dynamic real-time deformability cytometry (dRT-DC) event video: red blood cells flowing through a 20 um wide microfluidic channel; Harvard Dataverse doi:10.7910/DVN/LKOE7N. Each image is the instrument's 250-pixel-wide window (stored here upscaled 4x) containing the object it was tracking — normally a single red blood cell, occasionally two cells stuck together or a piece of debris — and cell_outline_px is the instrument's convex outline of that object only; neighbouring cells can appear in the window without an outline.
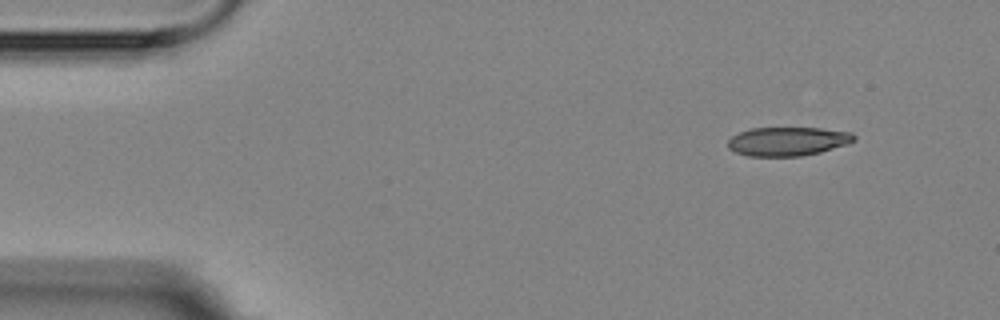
{"species": "Egyptian fruit bat (a non-hibernating species)", "species_latin": "Rousettus aegyptiacus", "temperature_condition": "room temperature", "stored_images_in_passage": 5, "camera_frame_rate_fps": 3000, "um_per_image_px": 0.085, "animal": {"sex": "female"}, "frame": {"image": 1, "passage_image": 2, "time_ms": 1.333, "image_size_px": [1000, 320], "cell_outline_px": [[856, 140], [848, 144], [820, 152], [800, 156], [748, 156], [736, 152], [728, 148], [728, 140], [732, 136], [740, 132], [752, 128], [820, 128], [852, 132], [856, 136]], "centroid_in_image_um": [66.98, 12.01], "position_along_channel_um": 18.0, "area_um2": 21.21}}
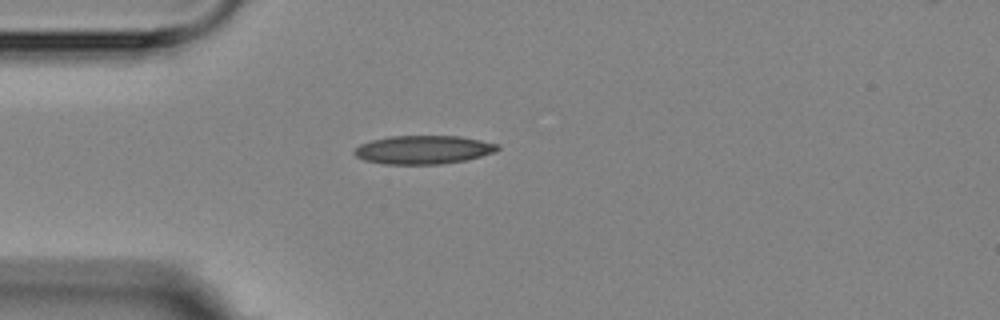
{"frame": {"image": 2, "passage_image": 4, "time_ms": 4.333, "image_size_px": [1000, 320], "cell_outline_px": [[500, 148], [496, 152], [464, 160], [440, 164], [384, 164], [364, 160], [356, 156], [352, 152], [360, 144], [372, 140], [388, 136], [460, 136], [500, 144]], "centroid_in_image_um": [35.99, 12.72], "position_along_channel_um": 49.0, "area_um2": 23.81}}